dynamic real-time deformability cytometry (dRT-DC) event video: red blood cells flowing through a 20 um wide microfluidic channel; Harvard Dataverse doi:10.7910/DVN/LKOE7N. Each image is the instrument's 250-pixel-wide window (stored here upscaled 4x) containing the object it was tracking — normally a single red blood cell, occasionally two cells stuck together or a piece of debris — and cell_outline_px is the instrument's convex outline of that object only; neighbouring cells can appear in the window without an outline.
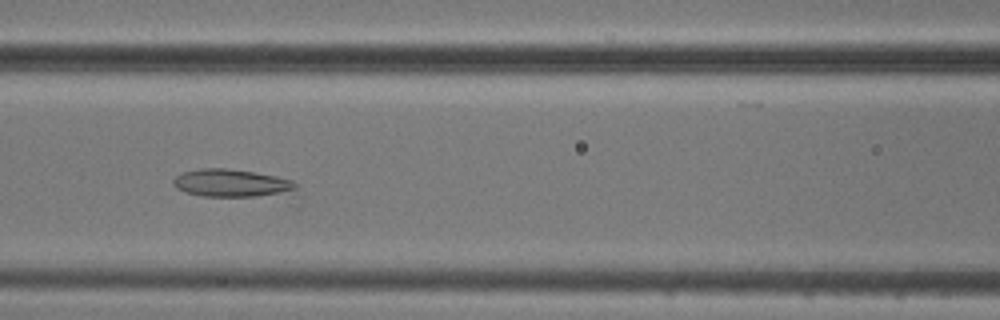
{"species": "common noctule bat (a hibernating species)", "species_latin": "Nyctalus noctula", "temperature_condition": "cold", "stored_images_in_passage": 10, "camera_frame_rate_fps": 3000, "um_per_image_px": 0.085, "animal": {"sex": "male", "body_mass_g": 20.5, "forearm_length_mm": 52.5}, "frame": {"image": 1, "passage_image": 6, "time_ms": 5.667, "image_size_px": [1000, 320], "cell_outline_px": [[296, 188], [280, 192], [256, 196], [200, 196], [184, 192], [176, 188], [172, 184], [172, 180], [176, 176], [184, 172], [200, 168], [224, 168], [252, 172], [276, 176], [292, 180], [296, 184]], "centroid_in_image_um": [19.55, 15.55], "position_along_channel_um": 147.0, "area_um2": 19.31}}
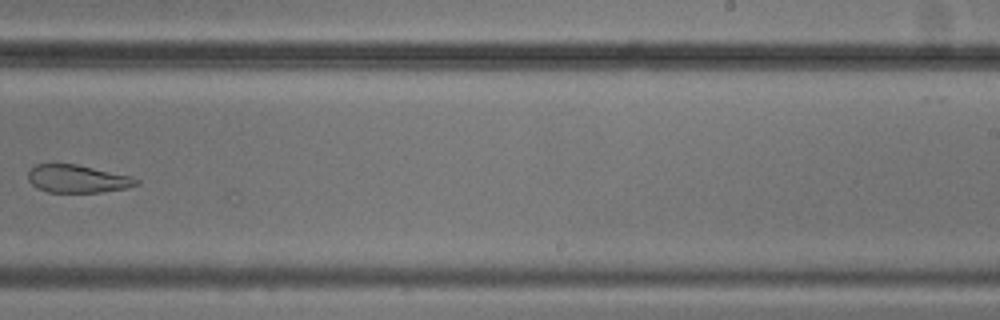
{"frame": {"image": 2, "passage_image": 9, "time_ms": 9.333, "image_size_px": [1000, 320], "cell_outline_px": [[140, 184], [128, 188], [100, 192], [48, 192], [36, 188], [28, 180], [28, 172], [36, 164], [76, 164], [128, 176], [140, 180]], "centroid_in_image_um": [6.57, 15.21], "position_along_channel_um": 282.4, "area_um2": 17.4}}